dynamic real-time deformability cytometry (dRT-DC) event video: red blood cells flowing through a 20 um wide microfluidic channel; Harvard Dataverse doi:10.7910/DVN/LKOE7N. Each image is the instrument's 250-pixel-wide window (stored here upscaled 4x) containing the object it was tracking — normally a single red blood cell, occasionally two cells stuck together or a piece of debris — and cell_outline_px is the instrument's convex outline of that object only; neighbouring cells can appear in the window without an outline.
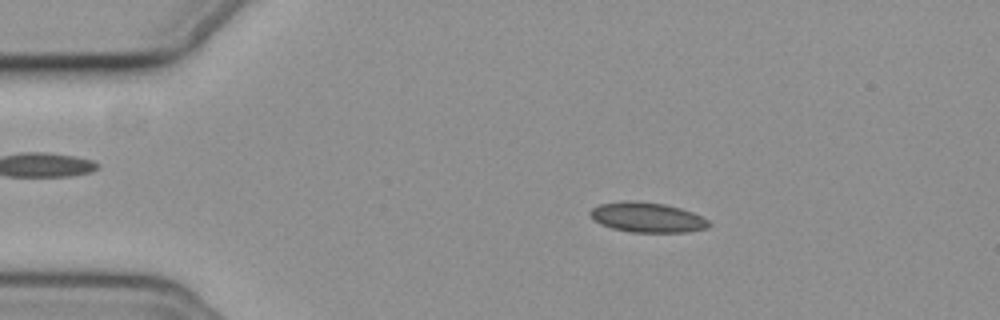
{"species": "common noctule bat (a hibernating species)", "species_latin": "Nyctalus noctula", "temperature_condition": "cold", "stored_images_in_passage": 56, "camera_frame_rate_fps": 3000, "um_per_image_px": 0.085, "animal": {"sex": "female", "body_mass_g": 19.3, "forearm_length_mm": 54.1}, "frame": {"image": 1, "passage_image": 10, "time_ms": 3.0, "image_size_px": [1000, 320], "cell_outline_px": [[712, 224], [708, 228], [688, 232], [632, 232], [612, 228], [600, 224], [592, 220], [588, 212], [592, 208], [600, 204], [620, 200], [636, 200], [664, 204], [680, 208], [692, 212], [708, 220]], "centroid_in_image_um": [54.98, 18.47], "position_along_channel_um": 30.0, "area_um2": 20.98}}
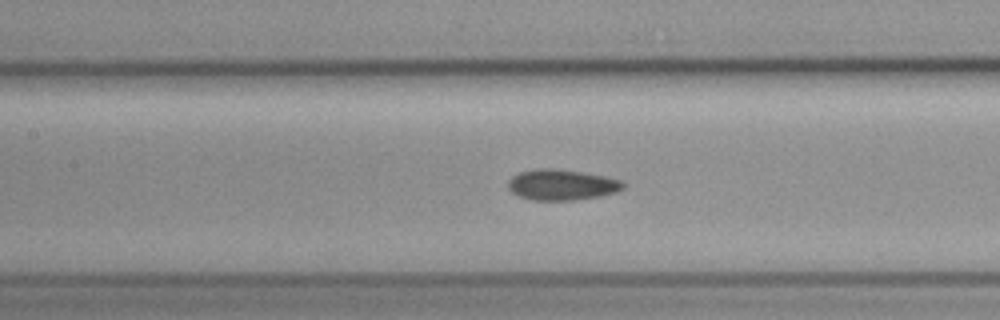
{"frame": {"image": 2, "passage_image": 25, "time_ms": 8.0, "image_size_px": [1000, 320], "cell_outline_px": [[624, 188], [616, 192], [600, 196], [576, 200], [532, 200], [520, 196], [512, 192], [508, 188], [508, 180], [512, 176], [520, 172], [540, 168], [552, 168], [580, 172], [604, 176], [624, 180]], "centroid_in_image_um": [47.76, 15.71], "position_along_channel_um": 159.6, "area_um2": 20.58}}
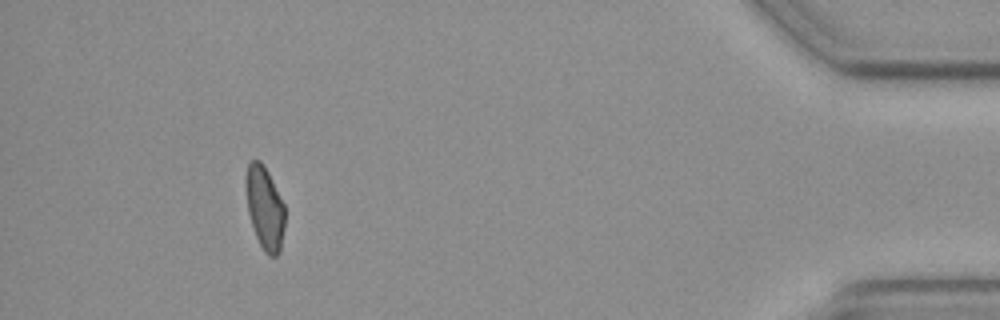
{"frame": {"image": 3, "passage_image": 51, "time_ms": 16.667, "image_size_px": [1000, 320], "cell_outline_px": [[284, 228], [280, 252], [276, 256], [268, 256], [264, 252], [256, 236], [248, 212], [244, 184], [244, 180], [248, 164], [252, 160], [260, 160], [268, 172], [284, 204]], "centroid_in_image_um": [22.49, 17.67], "position_along_channel_um": 412.7, "area_um2": 18.96}}